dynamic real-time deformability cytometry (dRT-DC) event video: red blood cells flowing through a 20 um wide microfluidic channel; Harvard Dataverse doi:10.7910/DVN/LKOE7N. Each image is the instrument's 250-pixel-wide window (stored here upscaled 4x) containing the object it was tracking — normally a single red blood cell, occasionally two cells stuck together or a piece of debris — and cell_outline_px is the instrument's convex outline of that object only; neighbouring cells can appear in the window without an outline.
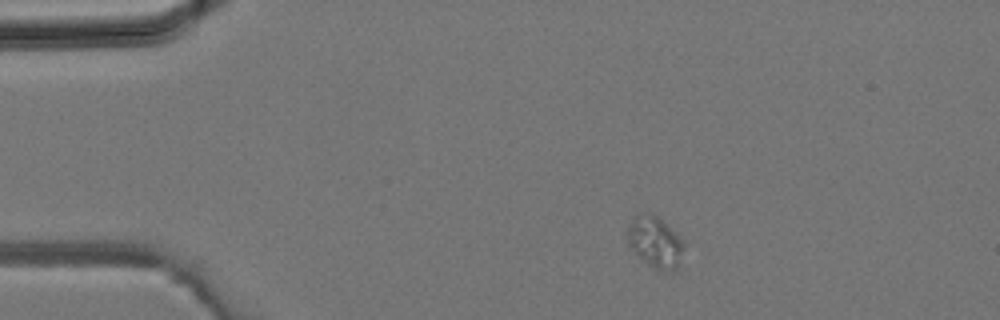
{"species": "common noctule bat (a hibernating species)", "species_latin": "Nyctalus noctula", "temperature_condition": "room temperature", "stored_images_in_passage": 2, "camera_frame_rate_fps": 3000, "um_per_image_px": 0.085, "animal": {"sex": "male", "body_mass_g": 19.2, "forearm_length_mm": 51.8}, "frame": {"image": 1, "passage_image": 1, "time_ms": 0.0, "image_size_px": [1000, 320], "cell_outline_px": [[684, 244], [680, 268], [676, 272], [664, 272], [648, 264], [628, 244], [628, 228], [632, 220], [636, 216], [644, 212], [656, 216], [664, 220], [684, 240]], "centroid_in_image_um": [55.77, 20.6], "position_along_channel_um": 29.2, "area_um2": 16.94}}